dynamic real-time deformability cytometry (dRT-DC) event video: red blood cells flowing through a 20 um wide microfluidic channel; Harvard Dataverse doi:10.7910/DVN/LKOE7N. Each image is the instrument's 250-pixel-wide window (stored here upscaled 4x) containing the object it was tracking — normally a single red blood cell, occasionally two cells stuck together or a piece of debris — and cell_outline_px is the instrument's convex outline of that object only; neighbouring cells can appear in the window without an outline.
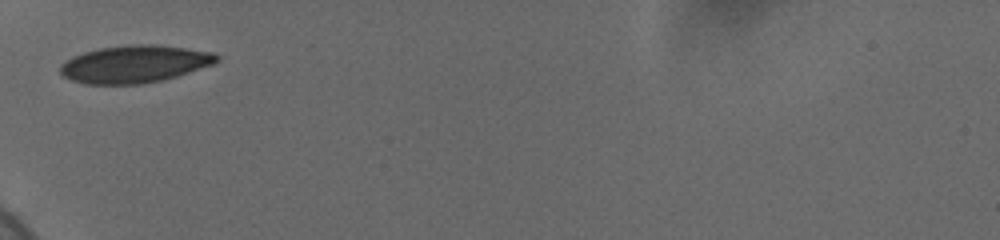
{"species": "human", "species_latin": "Homo sapiens", "temperature_condition": "cold", "stored_images_in_passage": 31, "camera_frame_rate_fps": 3000, "um_per_image_px": 0.085, "donor": {"sex": "female"}, "frame": {"image": 1, "passage_image": 1, "time_ms": 0.0, "image_size_px": [1000, 240], "cell_outline_px": [[220, 60], [216, 64], [164, 80], [140, 84], [84, 84], [72, 80], [64, 76], [60, 72], [60, 64], [72, 56], [84, 52], [100, 48], [128, 44], [152, 44], [216, 52], [220, 56]], "centroid_in_image_um": [11.49, 5.44], "position_along_channel_um": 73.5, "area_um2": 34.45}}
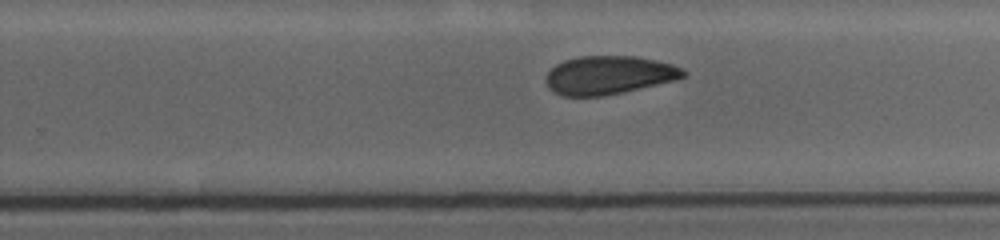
{"frame": {"image": 2, "passage_image": 18, "time_ms": 5.667, "image_size_px": [1000, 240], "cell_outline_px": [[688, 72], [684, 76], [672, 80], [604, 96], [564, 96], [552, 92], [548, 88], [544, 80], [548, 72], [556, 64], [564, 60], [580, 56], [636, 56], [656, 60], [672, 64], [684, 68]], "centroid_in_image_um": [51.7, 6.38], "position_along_channel_um": 278.1, "area_um2": 30.69}}
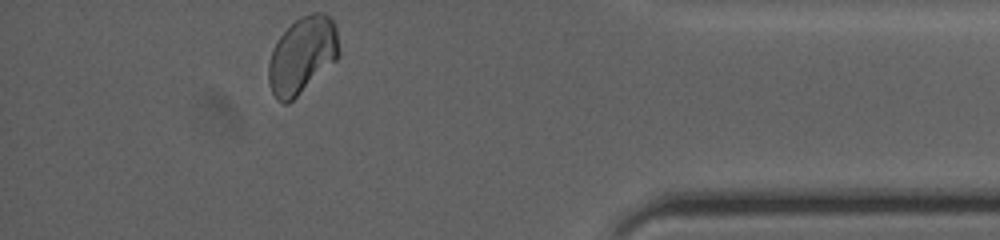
{"frame": {"image": 3, "passage_image": 31, "time_ms": 10.0, "image_size_px": [1000, 240], "cell_outline_px": [[340, 52], [336, 60], [288, 104], [284, 104], [276, 100], [272, 92], [268, 80], [268, 64], [272, 48], [280, 36], [300, 16], [312, 12], [324, 12], [332, 20], [336, 28]], "centroid_in_image_um": [25.68, 4.7], "position_along_channel_um": 409.5, "area_um2": 31.39}, "authors_computed_cell_mechanics": {"area_um2": 31.9634, "velocity_mm_per_s": 3.6791, "shape_relaxation_time_tau1_ms": 7.4456, "shape_relaxation_time_tau2_ms": 5.0631, "deformation_change_tau1": 0.1154, "deformation_change_tau2": 0.0537}}